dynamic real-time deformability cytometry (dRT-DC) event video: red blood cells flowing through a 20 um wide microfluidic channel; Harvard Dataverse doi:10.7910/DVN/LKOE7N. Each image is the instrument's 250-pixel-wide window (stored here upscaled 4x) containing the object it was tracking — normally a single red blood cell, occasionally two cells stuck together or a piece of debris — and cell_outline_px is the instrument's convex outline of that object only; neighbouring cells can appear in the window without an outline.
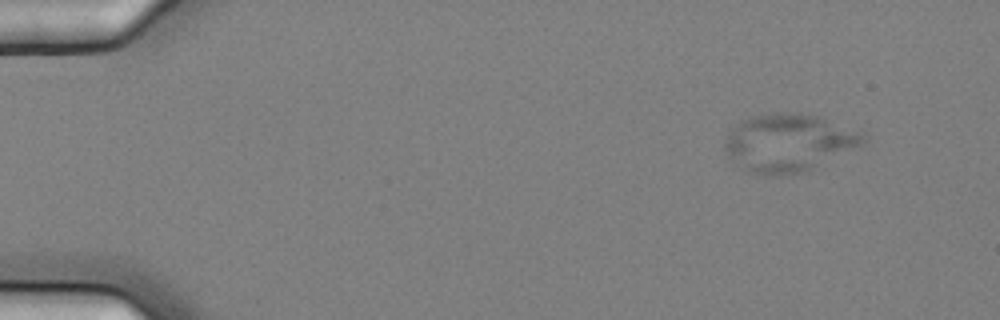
{"species": "common noctule bat (a hibernating species)", "species_latin": "Nyctalus noctula", "temperature_condition": "cold", "stored_images_in_passage": 9, "camera_frame_rate_fps": 3000, "um_per_image_px": 0.085, "animal": {"sex": "female", "body_mass_g": 25.1}, "frame": {"image": 1, "passage_image": 1, "time_ms": 0.0, "image_size_px": [1000, 320], "cell_outline_px": [[868, 140], [860, 148], [808, 172], [772, 176], [752, 172], [744, 168], [728, 156], [724, 148], [724, 140], [732, 128], [740, 120], [752, 116], [784, 112], [788, 112], [820, 116], [864, 132], [868, 136]], "centroid_in_image_um": [67.14, 12.14], "position_along_channel_um": 17.9, "area_um2": 47.4}}
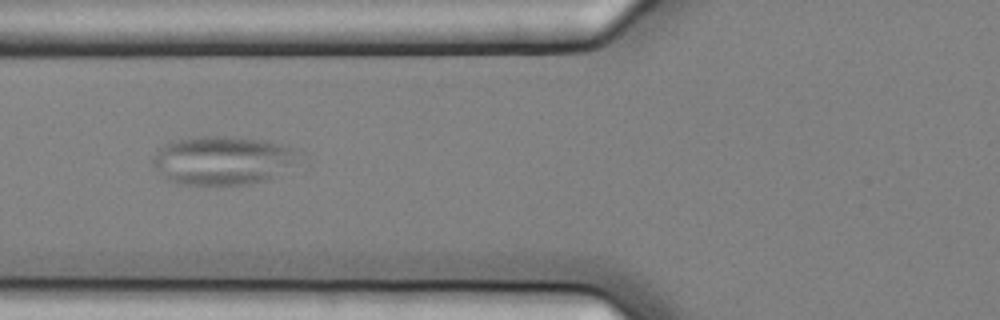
{"frame": {"image": 2, "passage_image": 6, "time_ms": 1.667, "image_size_px": [1000, 320], "cell_outline_px": [[300, 148], [288, 164], [268, 180], [252, 184], [180, 184], [164, 180], [152, 164], [152, 156], [156, 148], [164, 144], [180, 140], [200, 136], [232, 136], [264, 140]], "centroid_in_image_um": [18.8, 13.62], "position_along_channel_um": 107.0, "area_um2": 41.1}}
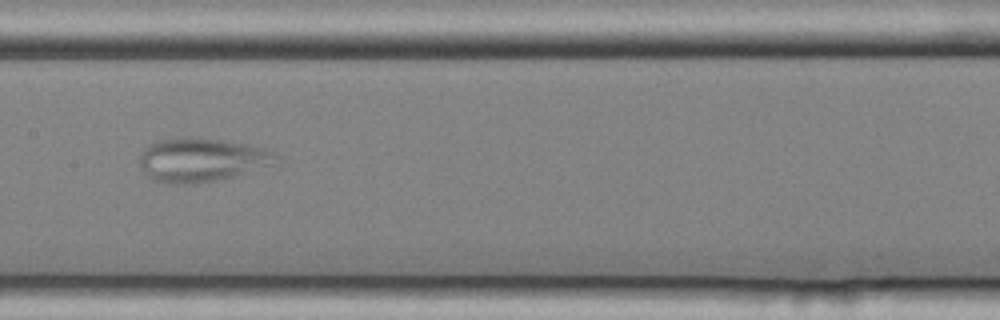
{"frame": {"image": 3, "passage_image": 8, "time_ms": 2.333, "image_size_px": [1000, 320], "cell_outline_px": [[280, 164], [216, 180], [188, 184], [168, 184], [156, 180], [148, 176], [144, 172], [140, 164], [140, 156], [144, 148], [148, 144], [160, 140], [188, 136], [200, 136], [248, 144], [264, 148], [280, 156]], "centroid_in_image_um": [17.19, 13.57], "position_along_channel_um": 190.2, "area_um2": 35.26}}